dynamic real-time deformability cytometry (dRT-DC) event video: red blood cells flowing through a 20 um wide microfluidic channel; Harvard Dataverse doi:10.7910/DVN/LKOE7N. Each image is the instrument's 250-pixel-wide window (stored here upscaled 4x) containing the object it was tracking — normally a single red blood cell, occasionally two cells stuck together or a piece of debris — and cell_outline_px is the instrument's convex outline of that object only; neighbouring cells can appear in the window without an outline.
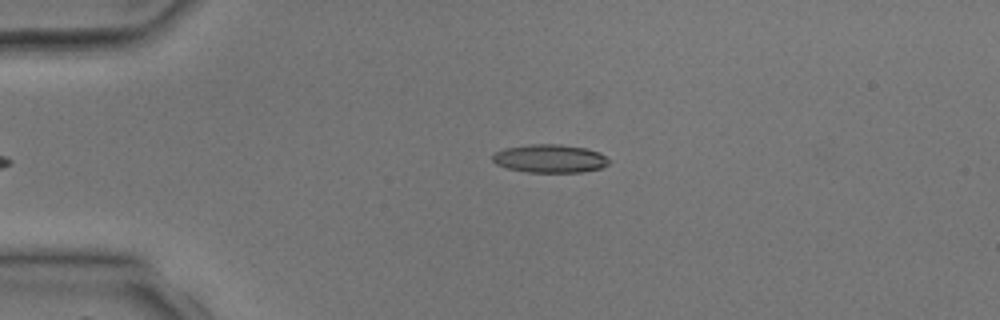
{"species": "common noctule bat (a hibernating species)", "species_latin": "Nyctalus noctula", "temperature_condition": "room temperature", "stored_images_in_passage": 3, "camera_frame_rate_fps": 3000, "um_per_image_px": 0.085, "animal": {"sex": "male", "body_mass_g": 17.9, "forearm_length_mm": 54.2}, "frame": {"image": 1, "passage_image": 3, "time_ms": 3.333, "image_size_px": [1000, 320], "cell_outline_px": [[608, 164], [600, 168], [584, 172], [528, 172], [508, 168], [496, 164], [492, 160], [492, 156], [496, 152], [504, 148], [528, 144], [560, 144], [584, 148], [600, 152], [608, 160]], "centroid_in_image_um": [46.72, 13.47], "position_along_channel_um": 38.3, "area_um2": 19.07}}